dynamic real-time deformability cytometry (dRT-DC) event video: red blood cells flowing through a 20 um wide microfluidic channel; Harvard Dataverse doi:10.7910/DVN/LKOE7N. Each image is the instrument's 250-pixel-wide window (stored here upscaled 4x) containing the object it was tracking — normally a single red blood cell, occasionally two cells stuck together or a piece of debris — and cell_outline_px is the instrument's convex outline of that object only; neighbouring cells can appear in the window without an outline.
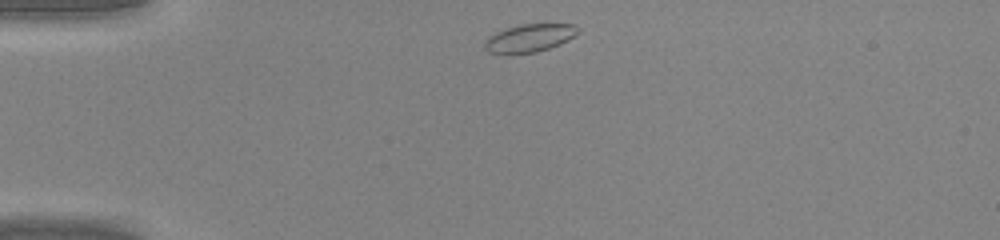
{"species": "common noctule bat (a hibernating species)", "species_latin": "Nyctalus noctula", "temperature_condition": "warm", "stored_images_in_passage": 35, "camera_frame_rate_fps": 3000, "um_per_image_px": 0.085, "animal": {"sex": "male", "body_mass_g": 20.0, "forearm_length_mm": 53.3}, "frame": {"image": 1, "passage_image": 1, "time_ms": 0.0, "image_size_px": [1000, 240], "cell_outline_px": [[580, 32], [568, 40], [560, 44], [536, 52], [508, 56], [488, 52], [484, 48], [484, 40], [488, 36], [504, 28], [520, 24], [572, 24], [580, 28]], "centroid_in_image_um": [44.95, 3.26], "position_along_channel_um": 40.1, "area_um2": 15.72}}
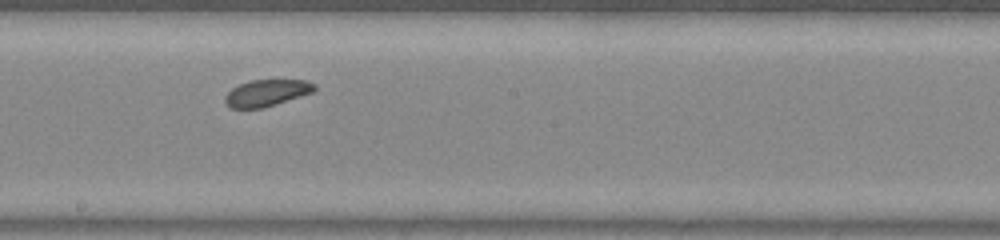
{"frame": {"image": 2, "passage_image": 16, "time_ms": 5.0, "image_size_px": [1000, 240], "cell_outline_px": [[316, 88], [312, 92], [264, 108], [228, 108], [224, 104], [224, 96], [232, 88], [248, 80], [304, 80], [316, 84]], "centroid_in_image_um": [22.61, 7.9], "position_along_channel_um": 225.6, "area_um2": 13.93}}
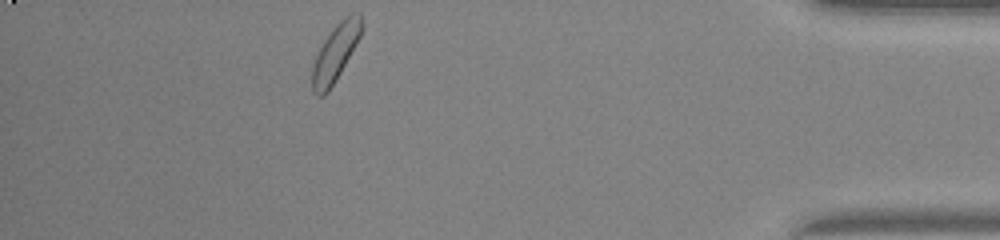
{"frame": {"image": 3, "passage_image": 31, "time_ms": 10.0, "image_size_px": [1000, 240], "cell_outline_px": [[364, 28], [360, 36], [340, 72], [328, 92], [324, 96], [316, 96], [312, 92], [312, 64], [324, 40], [332, 28], [340, 20], [352, 12], [360, 12]], "centroid_in_image_um": [28.51, 4.47], "position_along_channel_um": 406.7, "area_um2": 16.3}}